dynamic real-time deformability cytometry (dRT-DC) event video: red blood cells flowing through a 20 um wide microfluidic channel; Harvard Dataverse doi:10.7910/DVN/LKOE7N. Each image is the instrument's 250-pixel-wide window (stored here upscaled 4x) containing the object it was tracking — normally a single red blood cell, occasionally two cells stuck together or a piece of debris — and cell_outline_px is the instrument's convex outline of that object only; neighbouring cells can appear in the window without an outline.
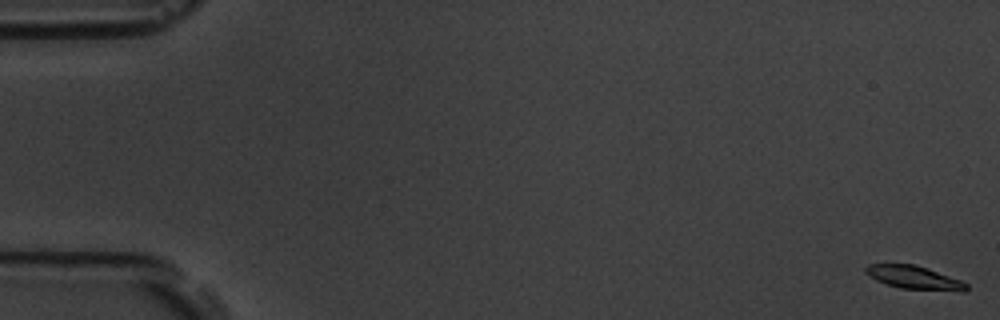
{"species": "common noctule bat (a hibernating species)", "species_latin": "Nyctalus noctula", "temperature_condition": "room temperature", "stored_images_in_passage": 6, "camera_frame_rate_fps": 3000, "um_per_image_px": 0.085, "animal": {"sex": "male", "body_mass_g": 19.5, "forearm_length_mm": 54.6}, "frame": {"image": 1, "passage_image": 1, "time_ms": 0.0, "image_size_px": [1000, 320], "cell_outline_px": [[968, 288], [964, 292], [960, 292], [900, 288], [876, 280], [864, 272], [864, 268], [868, 264], [916, 264], [928, 268], [960, 280], [968, 284]], "centroid_in_image_um": [77.73, 23.59], "position_along_channel_um": 7.3, "area_um2": 13.76}}
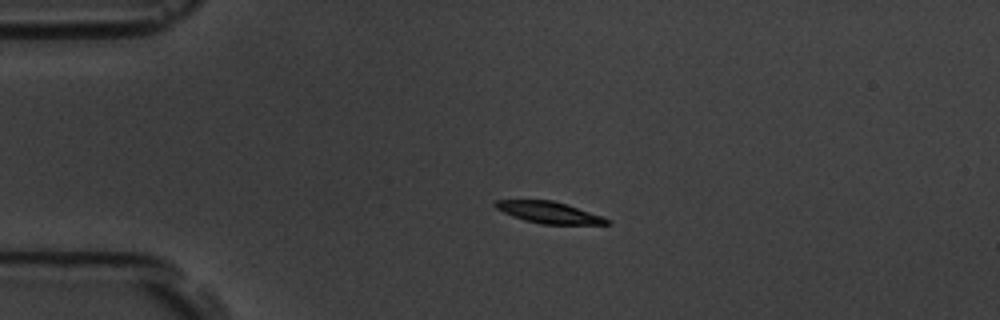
{"frame": {"image": 2, "passage_image": 5, "time_ms": 4.333, "image_size_px": [1000, 320], "cell_outline_px": [[612, 224], [544, 224], [524, 220], [512, 216], [496, 208], [492, 204], [496, 200], [552, 200], [604, 216], [612, 220]], "centroid_in_image_um": [46.7, 18.06], "position_along_channel_um": 38.3, "area_um2": 13.99}}